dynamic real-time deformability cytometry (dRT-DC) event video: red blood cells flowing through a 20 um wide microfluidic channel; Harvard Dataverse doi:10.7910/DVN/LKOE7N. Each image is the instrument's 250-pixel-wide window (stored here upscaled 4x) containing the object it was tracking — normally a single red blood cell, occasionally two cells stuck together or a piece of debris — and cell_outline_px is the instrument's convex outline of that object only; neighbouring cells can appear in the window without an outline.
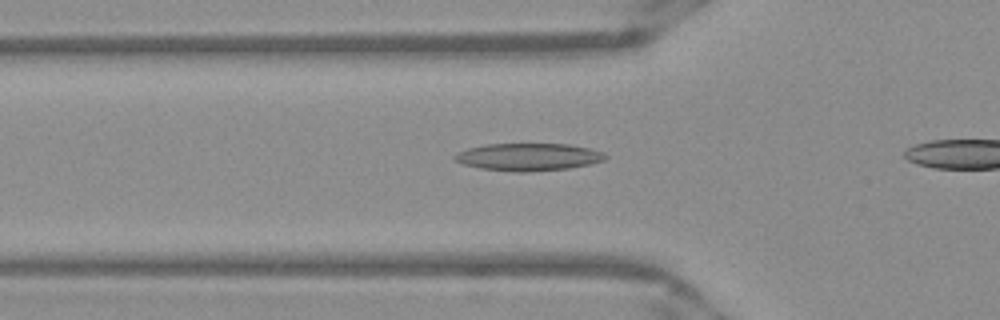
{"species": "Egyptian fruit bat (a non-hibernating species)", "species_latin": "Rousettus aegyptiacus", "temperature_condition": "warm", "stored_images_in_passage": 34, "camera_frame_rate_fps": 3000, "um_per_image_px": 0.085, "frame": {"image": 1, "passage_image": 10, "time_ms": 3.0, "image_size_px": [1000, 320], "cell_outline_px": [[608, 156], [604, 160], [592, 164], [568, 168], [528, 172], [516, 172], [480, 168], [464, 164], [456, 160], [452, 156], [456, 152], [468, 148], [484, 144], [568, 144], [588, 148], [604, 152]], "centroid_in_image_um": [44.92, 13.34], "position_along_channel_um": 80.9, "area_um2": 24.16}}
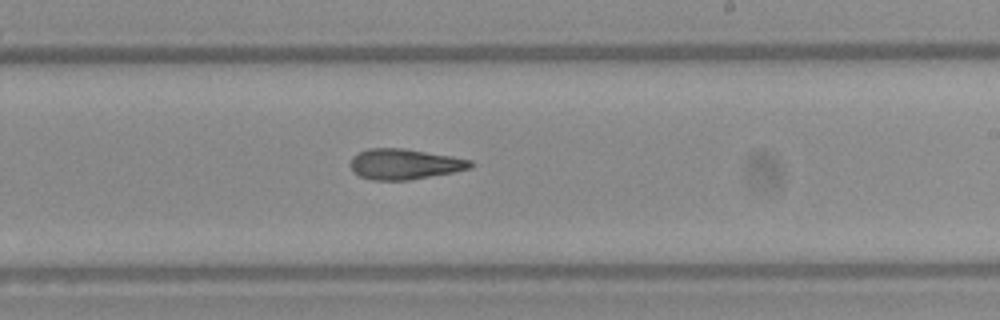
{"frame": {"image": 2, "passage_image": 23, "time_ms": 7.333, "image_size_px": [1000, 320], "cell_outline_px": [[476, 164], [472, 168], [452, 172], [408, 180], [372, 180], [360, 176], [352, 172], [348, 164], [352, 156], [368, 148], [404, 148], [452, 156], [472, 160]], "centroid_in_image_um": [34.37, 13.94], "position_along_channel_um": 254.6, "area_um2": 21.56}}
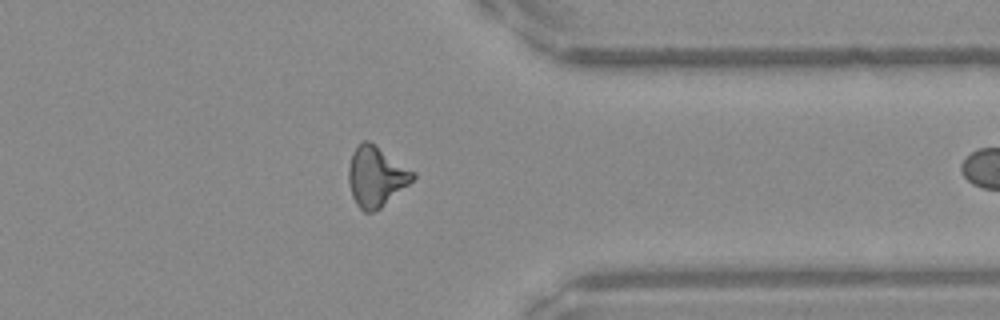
{"frame": {"image": 3, "passage_image": 33, "time_ms": 10.667, "image_size_px": [1000, 320], "cell_outline_px": [[416, 176], [408, 184], [380, 208], [372, 212], [364, 212], [356, 204], [352, 196], [348, 180], [348, 168], [352, 152], [364, 140], [368, 140], [416, 172]], "centroid_in_image_um": [31.95, 15.0], "position_along_channel_um": 379.4, "area_um2": 22.25}}